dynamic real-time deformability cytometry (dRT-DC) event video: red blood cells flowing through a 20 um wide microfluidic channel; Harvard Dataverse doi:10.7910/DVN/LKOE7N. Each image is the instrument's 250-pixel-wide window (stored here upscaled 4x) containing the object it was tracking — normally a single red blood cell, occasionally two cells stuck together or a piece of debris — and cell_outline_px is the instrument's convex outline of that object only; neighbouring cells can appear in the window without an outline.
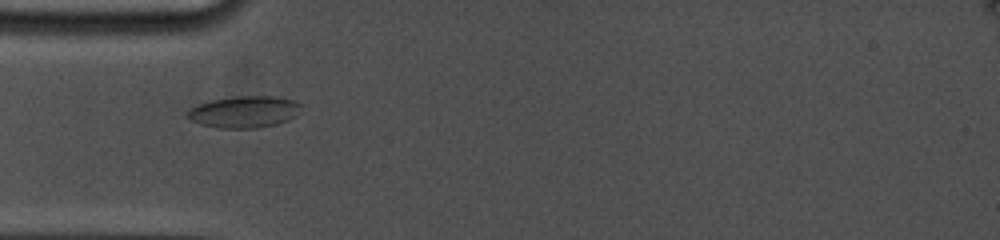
{"species": "common noctule bat (a hibernating species)", "species_latin": "Nyctalus noctula", "temperature_condition": "cold", "stored_images_in_passage": 7, "camera_frame_rate_fps": 5000, "um_per_image_px": 0.085, "animal": {"sex": "female", "body_mass_g": 19.0, "forearm_length_mm": 53.3}, "frame": {"image": 1, "passage_image": 1, "time_ms": 0.0, "image_size_px": [1000, 240], "cell_outline_px": [[300, 112], [296, 116], [288, 120], [276, 124], [256, 128], [220, 128], [200, 124], [184, 116], [184, 112], [188, 108], [196, 104], [212, 100], [236, 96], [276, 96], [292, 100], [300, 104]], "centroid_in_image_um": [20.71, 9.5], "position_along_channel_um": 64.3, "area_um2": 21.21}}
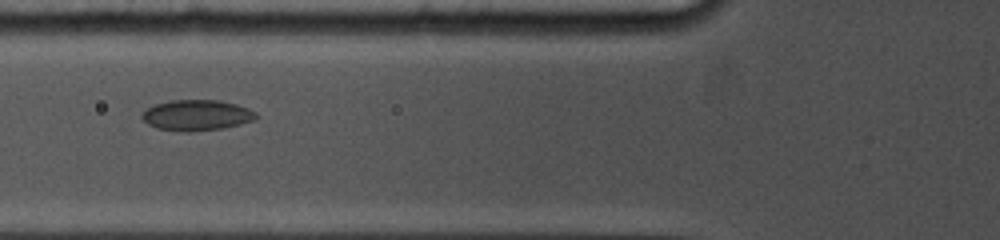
{"frame": {"image": 2, "passage_image": 5, "time_ms": 1.2, "image_size_px": [1000, 240], "cell_outline_px": [[260, 116], [252, 120], [240, 124], [220, 128], [192, 132], [184, 132], [156, 128], [148, 124], [140, 116], [148, 108], [156, 104], [172, 100], [216, 100], [236, 104], [248, 108], [256, 112]], "centroid_in_image_um": [16.72, 9.8], "position_along_channel_um": 109.1, "area_um2": 20.29}}